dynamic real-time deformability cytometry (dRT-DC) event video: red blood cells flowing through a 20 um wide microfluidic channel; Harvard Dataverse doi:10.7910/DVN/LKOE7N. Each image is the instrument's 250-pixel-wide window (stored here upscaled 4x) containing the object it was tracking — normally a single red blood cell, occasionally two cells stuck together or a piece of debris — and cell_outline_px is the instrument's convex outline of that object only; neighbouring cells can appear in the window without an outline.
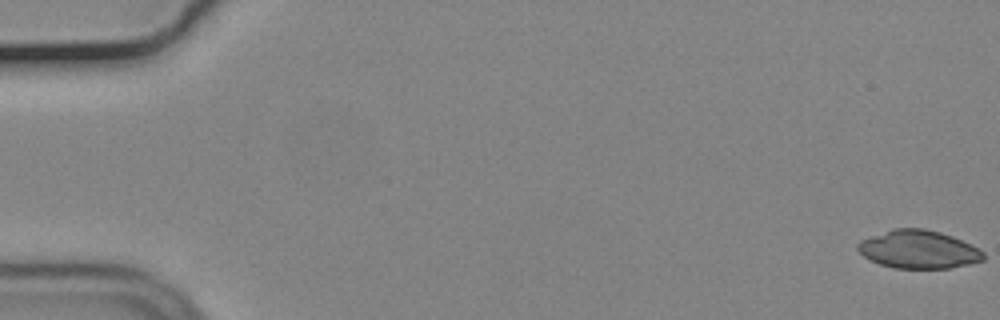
{"species": "common noctule bat (a hibernating species)", "species_latin": "Nyctalus noctula", "temperature_condition": "cold", "stored_images_in_passage": 32, "camera_frame_rate_fps": 3000, "um_per_image_px": 0.085, "animal": {"sex": "male", "body_mass_g": 19.2, "forearm_length_mm": 51.8}, "frame": {"image": 1, "passage_image": 1, "time_ms": 0.0, "image_size_px": [1000, 320], "cell_outline_px": [[984, 260], [952, 268], [892, 268], [880, 264], [864, 256], [856, 248], [856, 244], [860, 240], [892, 228], [924, 228], [940, 232], [952, 236], [984, 252]], "centroid_in_image_um": [78.04, 21.2], "position_along_channel_um": 7.0, "area_um2": 27.8}}